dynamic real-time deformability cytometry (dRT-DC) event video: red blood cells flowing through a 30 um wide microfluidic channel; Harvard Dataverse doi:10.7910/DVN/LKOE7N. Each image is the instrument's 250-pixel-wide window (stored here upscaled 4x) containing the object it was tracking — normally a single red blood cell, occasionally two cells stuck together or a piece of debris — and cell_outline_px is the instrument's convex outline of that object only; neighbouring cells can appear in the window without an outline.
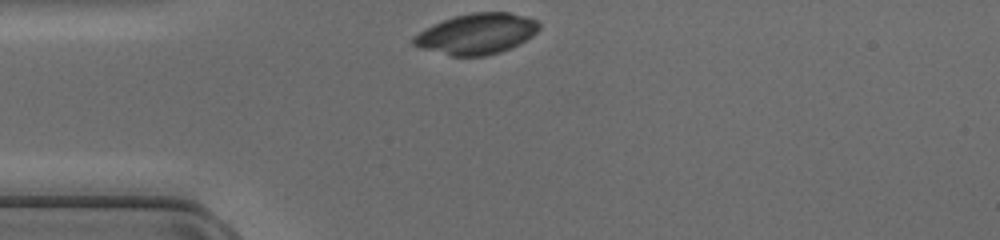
{"species": "common noctule bat (a hibernating species)", "species_latin": "Nyctalus noctula", "temperature_condition": "cold", "stored_images_in_passage": 27, "camera_frame_rate_fps": 3000, "um_per_image_px": 0.085, "animal": {"sex": "female", "body_mass_g": 17.0, "forearm_length_mm": 48.0}, "frame": {"image": 1, "passage_image": 1, "time_ms": 0.0, "image_size_px": [1000, 240], "cell_outline_px": [[540, 28], [532, 36], [520, 44], [500, 52], [484, 56], [452, 56], [420, 48], [412, 44], [412, 40], [420, 32], [444, 20], [456, 16], [472, 12], [508, 12], [524, 16], [536, 20], [540, 24]], "centroid_in_image_um": [40.56, 2.88], "position_along_channel_um": 44.4, "area_um2": 29.42}}
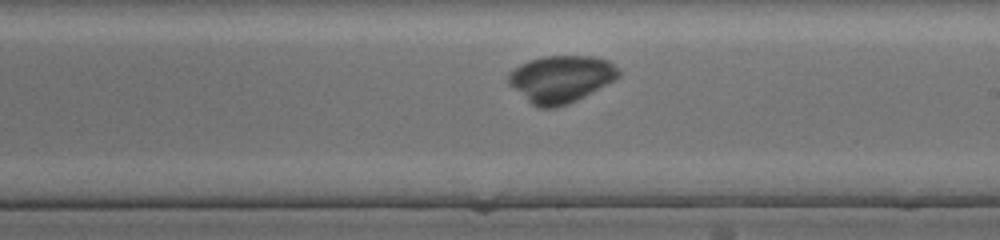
{"frame": {"image": 2, "passage_image": 16, "time_ms": 5.0, "image_size_px": [1000, 240], "cell_outline_px": [[620, 76], [576, 100], [568, 104], [552, 108], [540, 108], [532, 104], [508, 84], [508, 72], [520, 64], [528, 60], [544, 56], [592, 56], [608, 60], [620, 72]], "centroid_in_image_um": [47.63, 6.7], "position_along_channel_um": 241.4, "area_um2": 29.88}}
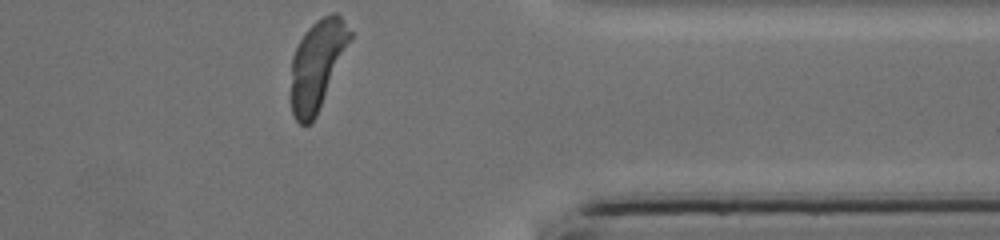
{"frame": {"image": 3, "passage_image": 27, "time_ms": 8.667, "image_size_px": [1000, 240], "cell_outline_px": [[352, 36], [316, 116], [312, 124], [300, 124], [296, 120], [292, 112], [292, 56], [304, 32], [316, 20], [332, 12], [336, 12], [340, 16], [352, 32]], "centroid_in_image_um": [26.96, 5.48], "position_along_channel_um": 384.4, "area_um2": 30.11}}